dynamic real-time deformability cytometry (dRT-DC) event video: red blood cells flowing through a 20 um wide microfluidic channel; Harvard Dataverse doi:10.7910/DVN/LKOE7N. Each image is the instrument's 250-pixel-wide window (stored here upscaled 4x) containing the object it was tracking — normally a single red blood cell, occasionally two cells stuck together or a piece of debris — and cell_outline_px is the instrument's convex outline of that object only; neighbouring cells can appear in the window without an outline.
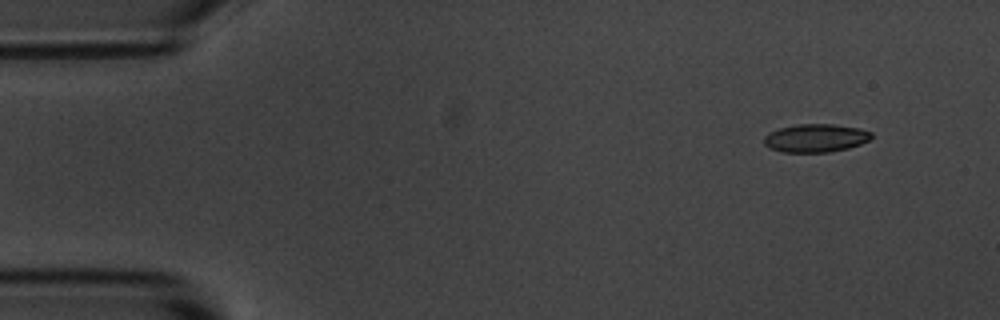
{"species": "common noctule bat (a hibernating species)", "species_latin": "Nyctalus noctula", "temperature_condition": "room temperature", "stored_images_in_passage": 52, "camera_frame_rate_fps": 3000, "um_per_image_px": 0.085, "animal": {"sex": "male", "body_mass_g": 20.1, "forearm_length_mm": 53.5}, "frame": {"image": 1, "passage_image": 1, "time_ms": 0.0, "image_size_px": [1000, 320], "cell_outline_px": [[872, 136], [868, 140], [860, 144], [848, 148], [828, 152], [784, 152], [768, 148], [764, 144], [764, 136], [768, 132], [780, 128], [796, 124], [832, 124], [856, 128], [872, 132]], "centroid_in_image_um": [69.28, 11.73], "position_along_channel_um": 15.7, "area_um2": 17.57}}
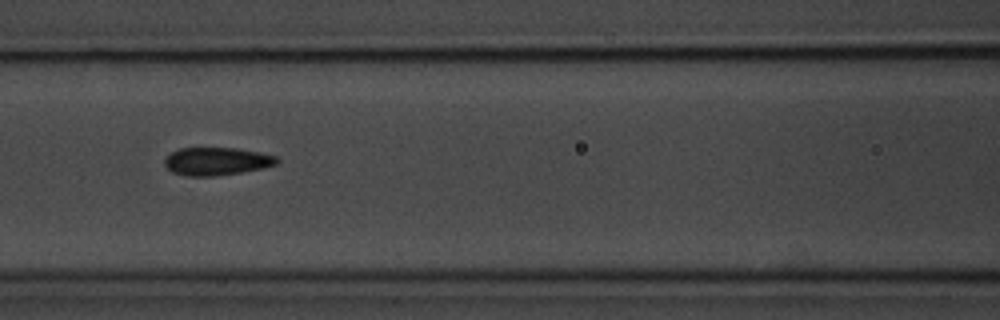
{"frame": {"image": 2, "passage_image": 20, "time_ms": 6.333, "image_size_px": [1000, 320], "cell_outline_px": [[280, 160], [276, 164], [264, 168], [216, 176], [184, 176], [172, 172], [164, 164], [164, 160], [172, 152], [180, 148], [236, 148], [276, 156]], "centroid_in_image_um": [18.4, 13.72], "position_along_channel_um": 148.2, "area_um2": 18.15}}
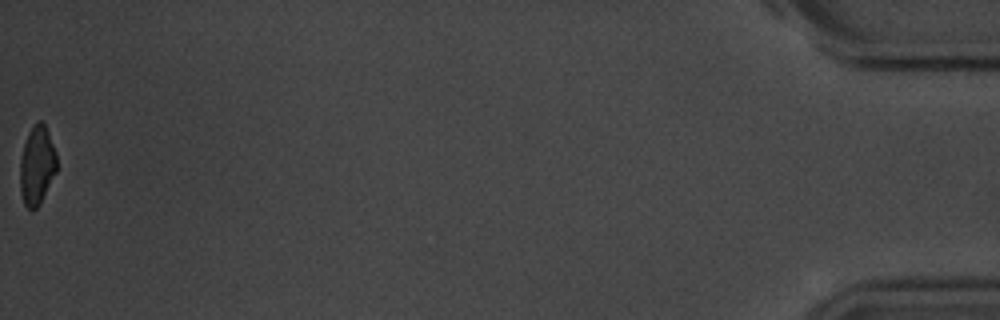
{"frame": {"image": 3, "passage_image": 52, "time_ms": 17.0, "image_size_px": [1000, 320], "cell_outline_px": [[56, 172], [40, 204], [36, 208], [28, 208], [24, 204], [20, 192], [20, 160], [24, 144], [28, 132], [40, 120], [44, 124], [48, 132], [56, 152]], "centroid_in_image_um": [3.13, 14.08], "position_along_channel_um": 432.1, "area_um2": 16.65}, "authors_computed_cell_mechanics": {"area_um2": 18.1492, "velocity_mm_per_s": 3.6076, "shape_relaxation_time_tau1_ms": 5.0763, "shape_relaxation_time_tau2_ms": 1.9003, "deformation_change_tau1": 0.1399, "deformation_change_tau2": 0.0777}}